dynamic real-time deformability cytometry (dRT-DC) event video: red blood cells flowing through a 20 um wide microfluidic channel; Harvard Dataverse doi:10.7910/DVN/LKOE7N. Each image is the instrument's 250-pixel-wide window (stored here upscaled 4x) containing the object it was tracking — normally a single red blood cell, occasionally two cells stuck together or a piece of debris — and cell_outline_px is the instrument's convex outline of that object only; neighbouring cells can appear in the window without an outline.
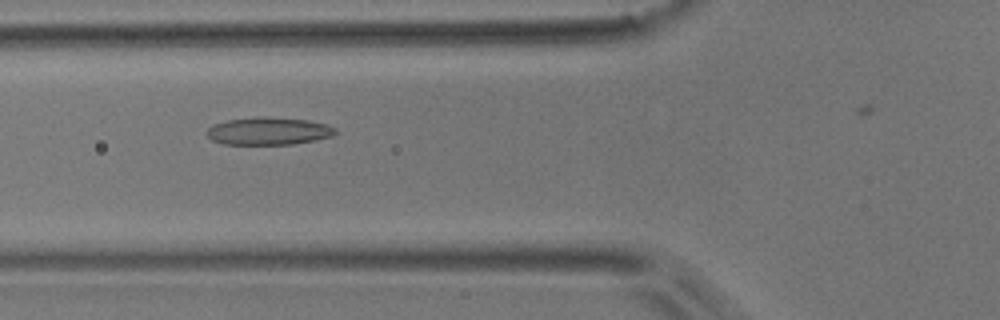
{"species": "common noctule bat (a hibernating species)", "species_latin": "Nyctalus noctula", "temperature_condition": "room temperature", "stored_images_in_passage": 17, "camera_frame_rate_fps": 3000, "um_per_image_px": 0.085, "animal": {"sex": "male", "body_mass_g": 17.9}, "frame": {"image": 1, "passage_image": 13, "time_ms": 4.0, "image_size_px": [1000, 320], "cell_outline_px": [[336, 132], [332, 136], [316, 140], [292, 144], [224, 144], [212, 140], [204, 132], [212, 124], [228, 120], [264, 116], [308, 120], [328, 124], [336, 128]], "centroid_in_image_um": [22.82, 11.14], "position_along_channel_um": 103.0, "area_um2": 20.75}}
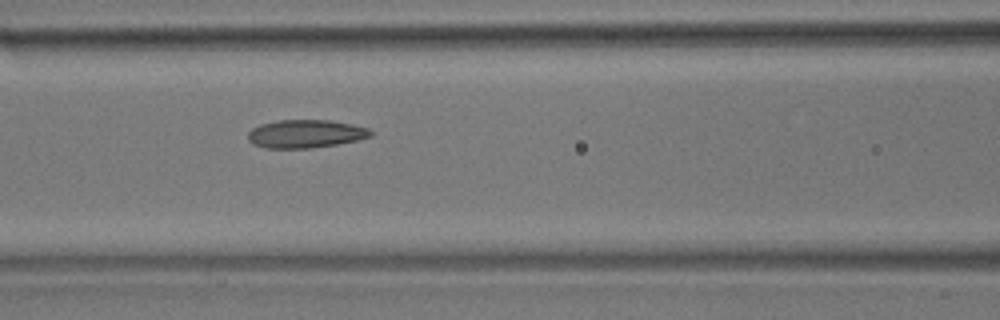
{"frame": {"image": 2, "passage_image": 16, "time_ms": 5.0, "image_size_px": [1000, 320], "cell_outline_px": [[372, 136], [356, 140], [336, 144], [312, 148], [264, 148], [252, 144], [248, 140], [248, 132], [252, 128], [260, 124], [280, 120], [332, 120], [352, 124], [368, 128], [372, 132]], "centroid_in_image_um": [25.95, 11.37], "position_along_channel_um": 140.7, "area_um2": 20.17}}